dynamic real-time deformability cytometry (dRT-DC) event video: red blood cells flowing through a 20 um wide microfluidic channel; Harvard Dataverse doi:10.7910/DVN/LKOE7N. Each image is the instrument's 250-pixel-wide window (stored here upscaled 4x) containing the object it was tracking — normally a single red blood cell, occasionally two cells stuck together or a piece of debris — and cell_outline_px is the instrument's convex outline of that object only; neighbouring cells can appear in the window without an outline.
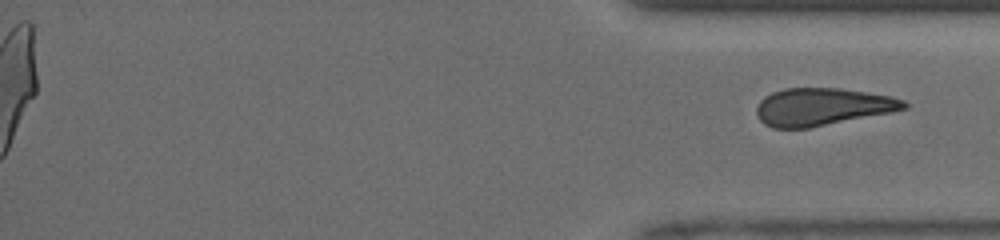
{"species": "human", "species_latin": "Homo sapiens", "temperature_condition": "room temperature", "stored_images_in_passage": 48, "segment_of_instrument_passage": [2, 2], "camera_frame_rate_fps": 3000, "um_per_image_px": 0.085, "donor": {"sex": "male"}, "frame": {"image": 1, "passage_image": 48, "time_ms": 15.667, "image_size_px": [1000, 240], "cell_outline_px": [[908, 108], [892, 112], [808, 128], [772, 128], [764, 124], [760, 120], [756, 112], [756, 108], [760, 100], [764, 96], [772, 92], [784, 88], [840, 88], [892, 96], [904, 100], [908, 104]], "centroid_in_image_um": [69.89, 9.07], "position_along_channel_um": 365.3, "area_um2": 32.31}}